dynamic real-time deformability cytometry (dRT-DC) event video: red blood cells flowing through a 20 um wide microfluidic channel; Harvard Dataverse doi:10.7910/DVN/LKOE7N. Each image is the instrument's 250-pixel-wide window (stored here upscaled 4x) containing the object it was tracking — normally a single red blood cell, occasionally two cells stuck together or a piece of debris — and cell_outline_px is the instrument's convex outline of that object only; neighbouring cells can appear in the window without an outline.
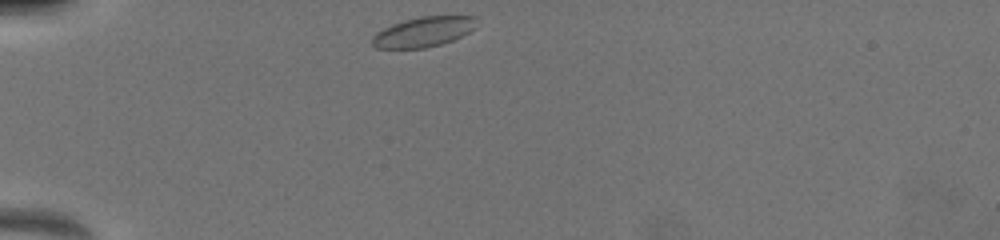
{"species": "common noctule bat (a hibernating species)", "species_latin": "Nyctalus noctula", "temperature_condition": "warm", "stored_images_in_passage": 27, "camera_frame_rate_fps": 3000, "um_per_image_px": 0.085, "animal": {"sex": "female", "body_mass_g": 19.5, "forearm_length_mm": 54.1}, "frame": {"image": 1, "passage_image": 1, "time_ms": 0.0, "image_size_px": [1000, 240], "cell_outline_px": [[476, 28], [452, 40], [440, 44], [424, 48], [376, 48], [372, 44], [372, 36], [376, 32], [392, 24], [404, 20], [420, 16], [476, 16]], "centroid_in_image_um": [35.98, 2.7], "position_along_channel_um": 49.0, "area_um2": 18.15}}
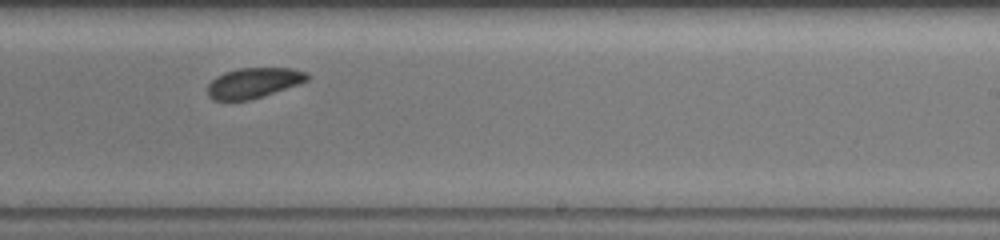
{"frame": {"image": 2, "passage_image": 16, "time_ms": 6.333, "image_size_px": [1000, 240], "cell_outline_px": [[312, 76], [308, 80], [300, 84], [248, 100], [216, 100], [208, 96], [208, 84], [216, 76], [224, 72], [236, 68], [292, 68], [308, 72]], "centroid_in_image_um": [21.59, 7.02], "position_along_channel_um": 267.4, "area_um2": 17.63}}
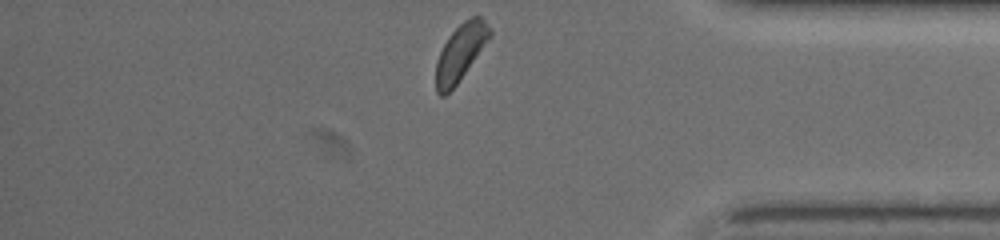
{"frame": {"image": 3, "passage_image": 27, "time_ms": 10.0, "image_size_px": [1000, 240], "cell_outline_px": [[492, 36], [456, 84], [444, 96], [440, 96], [436, 92], [436, 64], [440, 52], [448, 36], [464, 20], [472, 16], [480, 16], [484, 20], [492, 32]], "centroid_in_image_um": [39.14, 4.44], "position_along_channel_um": 396.1, "area_um2": 17.46}}